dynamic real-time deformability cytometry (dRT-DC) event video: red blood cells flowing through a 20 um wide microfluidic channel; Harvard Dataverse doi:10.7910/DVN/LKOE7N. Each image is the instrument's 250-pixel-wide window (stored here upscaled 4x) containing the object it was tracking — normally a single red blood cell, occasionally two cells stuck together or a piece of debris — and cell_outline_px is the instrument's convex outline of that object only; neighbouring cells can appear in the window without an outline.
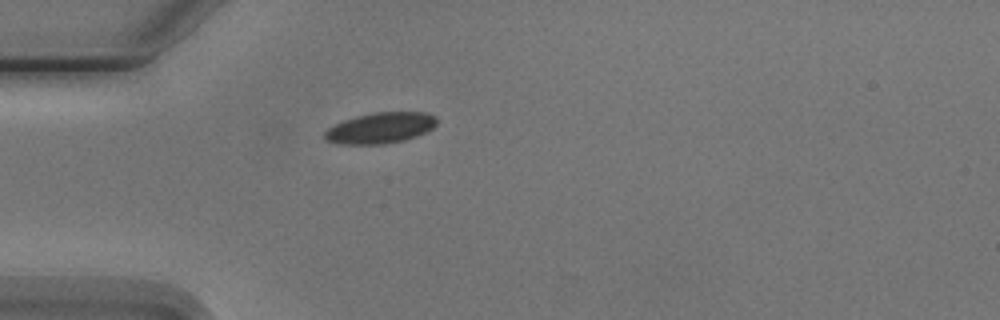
{"species": "Egyptian fruit bat (a non-hibernating species)", "species_latin": "Rousettus aegyptiacus", "temperature_condition": "cold", "stored_images_in_passage": 1, "camera_frame_rate_fps": 3000, "um_per_image_px": 0.085, "animal": {"sex": "male"}, "frame": {"image": 1, "passage_image": 1, "time_ms": 0.0, "image_size_px": [1000, 320], "cell_outline_px": [[436, 124], [432, 128], [416, 136], [404, 140], [380, 144], [340, 144], [328, 140], [324, 136], [324, 132], [328, 128], [344, 120], [356, 116], [372, 112], [428, 112], [436, 116]], "centroid_in_image_um": [32.34, 10.86], "position_along_channel_um": 52.7, "area_um2": 20.0}}